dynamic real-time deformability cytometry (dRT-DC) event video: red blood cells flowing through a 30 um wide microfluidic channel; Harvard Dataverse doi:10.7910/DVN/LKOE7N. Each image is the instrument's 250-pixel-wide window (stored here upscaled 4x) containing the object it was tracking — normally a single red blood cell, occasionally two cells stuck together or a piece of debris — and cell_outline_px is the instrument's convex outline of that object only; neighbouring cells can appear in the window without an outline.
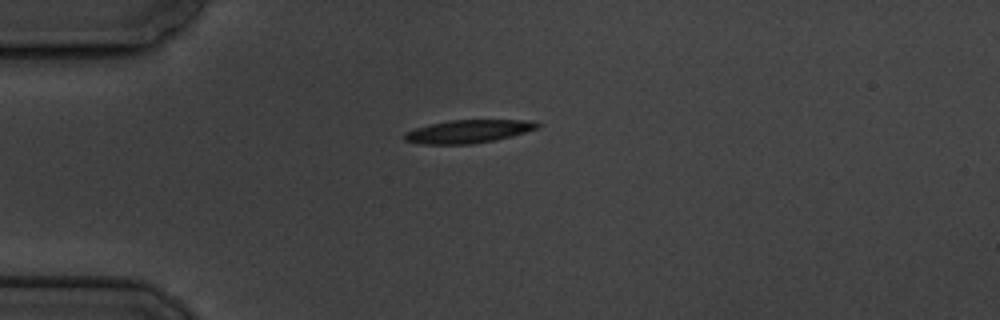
{"species": "common noctule bat (a hibernating species)", "species_latin": "Nyctalus noctula", "temperature_condition": "cold", "stored_images_in_passage": 4, "camera_frame_rate_fps": 3000, "um_per_image_px": 0.085, "animal": {"sex": "male", "body_mass_g": 19.5, "forearm_length_mm": 54.6}, "frame": {"image": 1, "passage_image": 1, "time_ms": 0.0, "image_size_px": [1000, 320], "cell_outline_px": [[540, 128], [512, 136], [496, 140], [472, 144], [424, 144], [404, 140], [404, 136], [408, 132], [416, 128], [428, 124], [452, 120], [536, 120], [540, 124]], "centroid_in_image_um": [39.89, 11.16], "position_along_channel_um": 45.1, "area_um2": 17.92}}
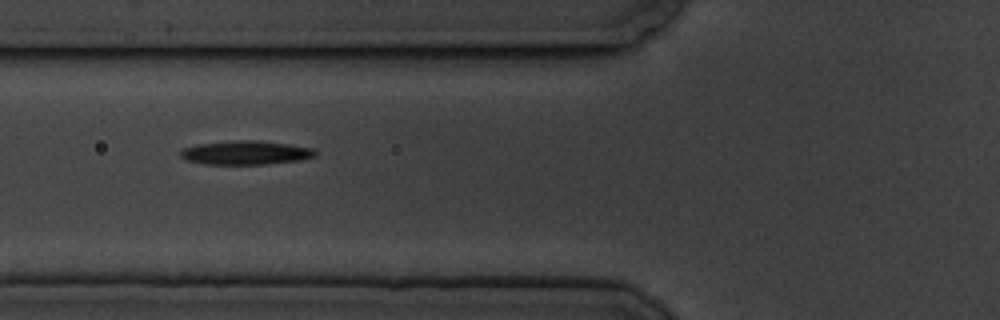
{"frame": {"image": 2, "passage_image": 3, "time_ms": 2.333, "image_size_px": [1000, 320], "cell_outline_px": [[316, 156], [300, 160], [264, 164], [204, 164], [184, 160], [180, 156], [180, 152], [184, 148], [200, 144], [232, 140], [256, 140], [288, 144], [312, 148], [316, 152]], "centroid_in_image_um": [20.86, 12.98], "position_along_channel_um": 104.9, "area_um2": 18.67}}
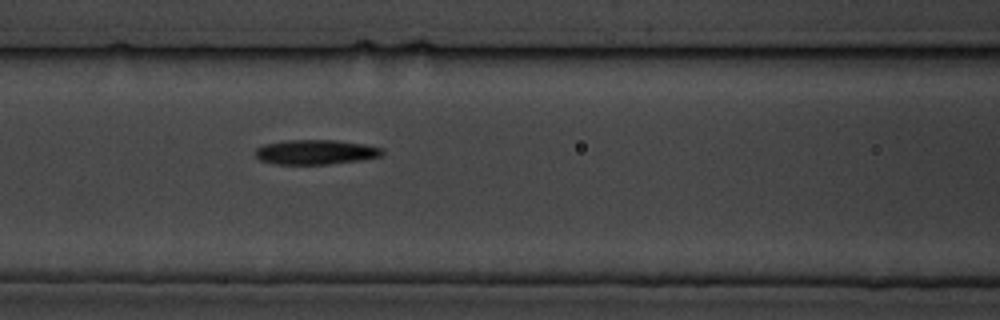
{"frame": {"image": 3, "passage_image": 4, "time_ms": 3.333, "image_size_px": [1000, 320], "cell_outline_px": [[384, 152], [380, 156], [360, 160], [328, 164], [272, 164], [260, 160], [252, 152], [256, 148], [264, 144], [284, 140], [336, 140], [364, 144], [384, 148]], "centroid_in_image_um": [26.79, 12.92], "position_along_channel_um": 139.8, "area_um2": 18.44}}